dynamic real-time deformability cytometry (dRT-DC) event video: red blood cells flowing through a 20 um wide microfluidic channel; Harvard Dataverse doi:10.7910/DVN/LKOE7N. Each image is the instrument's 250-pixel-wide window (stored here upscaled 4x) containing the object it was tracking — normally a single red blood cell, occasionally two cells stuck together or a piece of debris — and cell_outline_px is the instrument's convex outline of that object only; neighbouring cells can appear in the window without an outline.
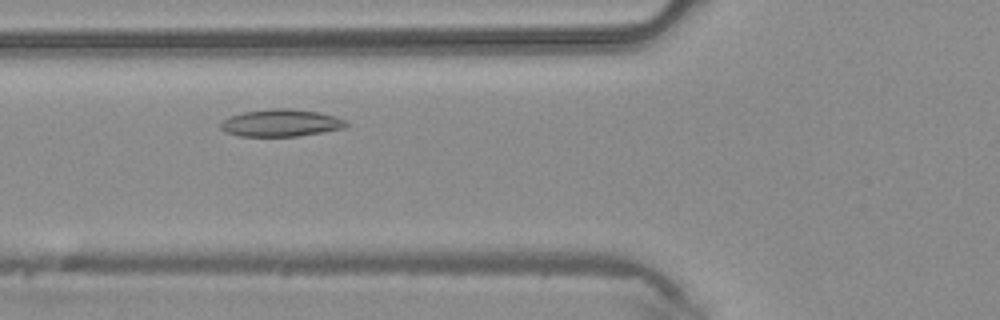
{"species": "common noctule bat (a hibernating species)", "species_latin": "Nyctalus noctula", "temperature_condition": "warm", "stored_images_in_passage": 36, "camera_frame_rate_fps": 3000, "um_per_image_px": 0.085, "animal": {"sex": "male", "body_mass_g": 20.4}, "frame": {"image": 1, "passage_image": 10, "time_ms": 3.0, "image_size_px": [1000, 320], "cell_outline_px": [[348, 124], [344, 128], [296, 136], [240, 136], [224, 132], [220, 128], [220, 124], [224, 120], [232, 116], [244, 112], [272, 108], [292, 108], [320, 112], [336, 116], [344, 120]], "centroid_in_image_um": [23.88, 10.44], "position_along_channel_um": 101.9, "area_um2": 19.83}}
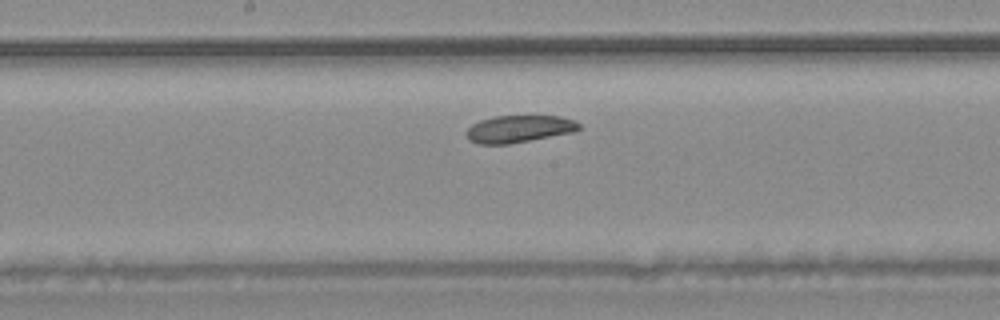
{"frame": {"image": 2, "passage_image": 17, "time_ms": 5.333, "image_size_px": [1000, 320], "cell_outline_px": [[580, 128], [576, 132], [508, 144], [480, 144], [468, 140], [464, 132], [472, 124], [480, 120], [496, 116], [560, 116], [572, 120], [580, 124]], "centroid_in_image_um": [44.1, 10.96], "position_along_channel_um": 204.1, "area_um2": 17.92}}
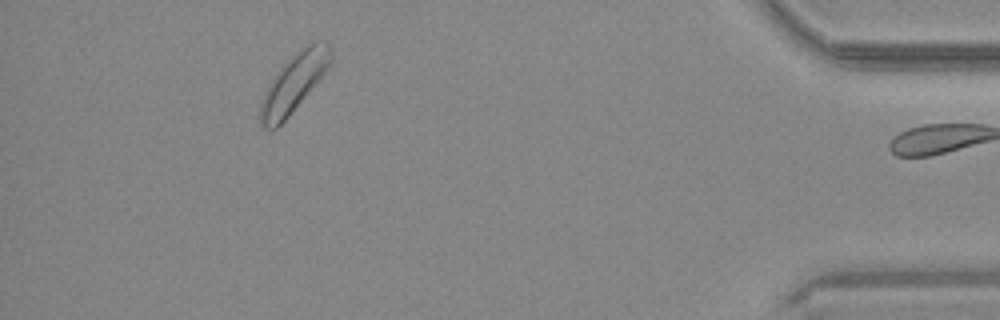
{"frame": {"image": 3, "passage_image": 35, "time_ms": 11.333, "image_size_px": [1000, 320], "cell_outline_px": [[332, 60], [324, 72], [288, 116], [276, 128], [264, 128], [260, 124], [260, 104], [264, 92], [276, 72], [300, 48], [312, 40], [328, 40], [332, 44]], "centroid_in_image_um": [25.0, 6.96], "position_along_channel_um": 410.2, "area_um2": 23.58}}